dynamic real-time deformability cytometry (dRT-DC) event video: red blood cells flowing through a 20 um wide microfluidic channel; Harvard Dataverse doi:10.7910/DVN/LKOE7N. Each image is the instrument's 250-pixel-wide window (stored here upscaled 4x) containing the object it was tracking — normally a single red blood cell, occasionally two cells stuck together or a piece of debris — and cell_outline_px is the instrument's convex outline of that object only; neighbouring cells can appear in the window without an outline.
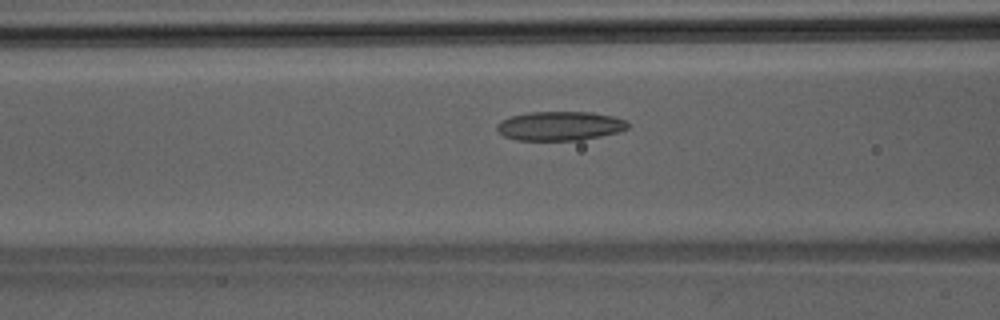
{"species": "Egyptian fruit bat (a non-hibernating species)", "species_latin": "Rousettus aegyptiacus", "temperature_condition": "room temperature", "stored_images_in_passage": 26, "camera_frame_rate_fps": 3000, "um_per_image_px": 0.085, "animal": {"sex": "male"}, "frame": {"image": 1, "passage_image": 8, "time_ms": 2.333, "image_size_px": [1000, 320], "cell_outline_px": [[628, 128], [616, 132], [600, 136], [580, 140], [516, 140], [504, 136], [496, 128], [496, 124], [500, 120], [512, 116], [532, 112], [592, 112], [612, 116], [624, 120], [628, 124]], "centroid_in_image_um": [47.56, 10.7], "position_along_channel_um": 119.0, "area_um2": 22.02}}
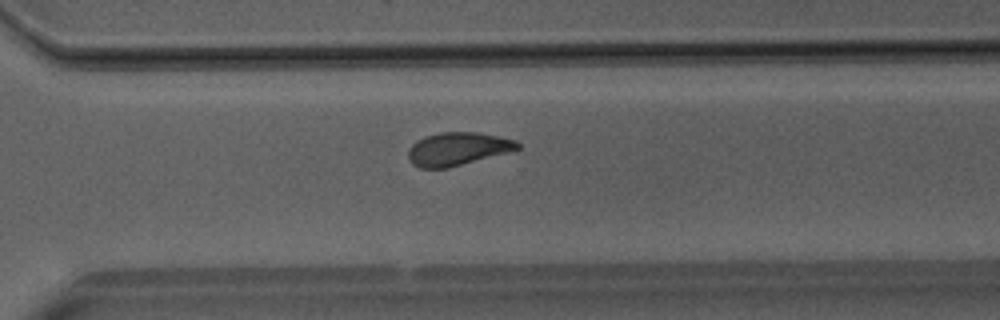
{"frame": {"image": 2, "passage_image": 22, "time_ms": 7.0, "image_size_px": [1000, 320], "cell_outline_px": [[520, 148], [512, 152], [448, 168], [420, 168], [412, 164], [408, 160], [408, 148], [416, 140], [424, 136], [440, 132], [476, 132], [516, 140], [520, 144]], "centroid_in_image_um": [38.89, 12.66], "position_along_channel_um": 331.7, "area_um2": 21.39}}
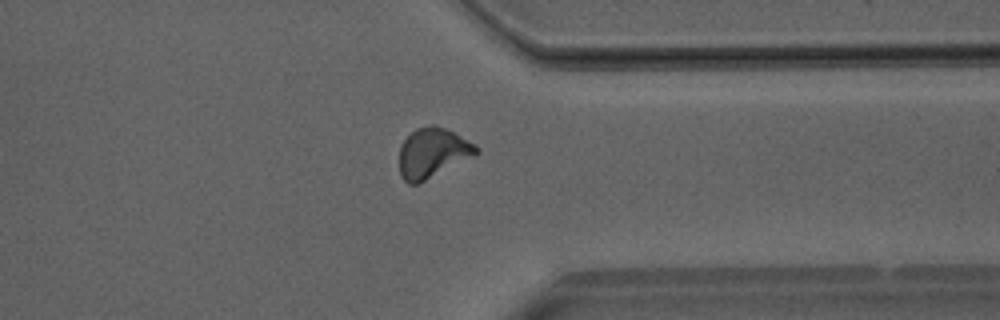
{"frame": {"image": 3, "passage_image": 25, "time_ms": 8.0, "image_size_px": [1000, 320], "cell_outline_px": [[480, 152], [476, 156], [416, 184], [408, 184], [400, 176], [400, 144], [416, 128], [432, 124], [436, 124], [476, 144], [480, 148]], "centroid_in_image_um": [36.79, 12.99], "position_along_channel_um": 374.6, "area_um2": 22.37}}